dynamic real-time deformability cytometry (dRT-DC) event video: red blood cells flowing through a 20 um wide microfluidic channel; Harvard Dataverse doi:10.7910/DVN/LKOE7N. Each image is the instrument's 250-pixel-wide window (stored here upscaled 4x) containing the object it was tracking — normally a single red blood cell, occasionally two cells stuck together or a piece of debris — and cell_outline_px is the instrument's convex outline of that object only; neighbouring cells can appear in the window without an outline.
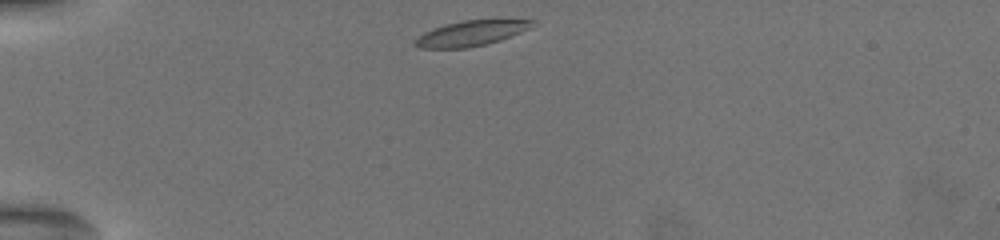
{"species": "common noctule bat (a hibernating species)", "species_latin": "Nyctalus noctula", "temperature_condition": "warm", "stored_images_in_passage": 29, "camera_frame_rate_fps": 3000, "um_per_image_px": 0.085, "animal": {"sex": "female", "body_mass_g": 19.5, "forearm_length_mm": 54.1}, "frame": {"image": 1, "passage_image": 1, "time_ms": 0.0, "image_size_px": [1000, 240], "cell_outline_px": [[536, 24], [532, 28], [500, 40], [488, 44], [468, 48], [420, 48], [412, 44], [424, 32], [432, 28], [464, 20], [536, 20]], "centroid_in_image_um": [40.08, 2.84], "position_along_channel_um": 44.9, "area_um2": 17.22}}
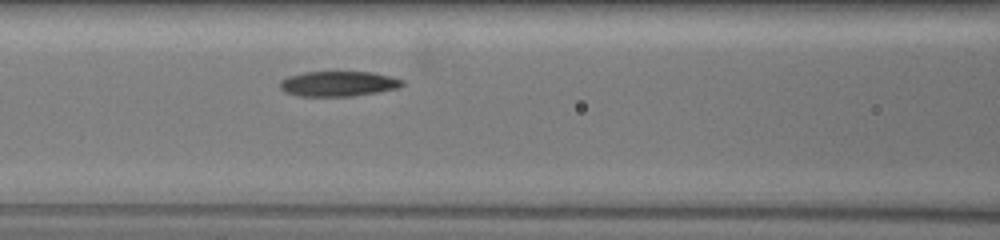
{"frame": {"image": 2, "passage_image": 10, "time_ms": 3.667, "image_size_px": [1000, 240], "cell_outline_px": [[404, 84], [396, 88], [376, 92], [352, 96], [296, 96], [284, 92], [280, 88], [280, 80], [288, 76], [304, 72], [372, 72], [392, 76], [404, 80]], "centroid_in_image_um": [28.73, 7.11], "position_along_channel_um": 137.9, "area_um2": 17.98}}
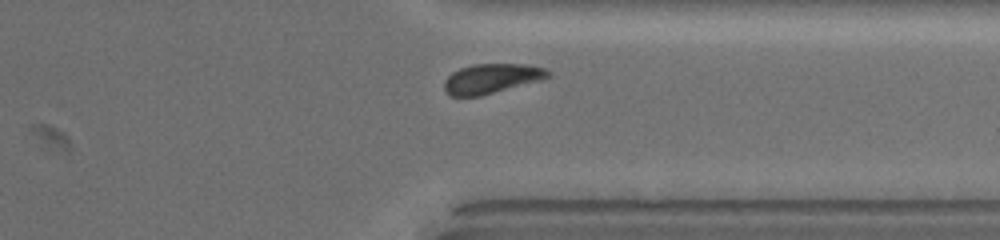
{"frame": {"image": 3, "passage_image": 26, "time_ms": 10.0, "image_size_px": [1000, 240], "cell_outline_px": [[552, 76], [544, 80], [480, 96], [452, 96], [444, 88], [444, 80], [452, 72], [460, 68], [472, 64], [528, 64], [548, 68], [552, 72]], "centroid_in_image_um": [41.88, 6.66], "position_along_channel_um": 369.5, "area_um2": 18.32}, "authors_computed_cell_mechanics": {"area_um2": 18.5538, "velocity_mm_per_s": 3.6561, "shape_relaxation_time_tau1_ms": 3.9008, "shape_relaxation_time_tau2_ms": 2.1316, "deformation_change_tau1": 0.1122, "deformation_change_tau2": 0.0657}}